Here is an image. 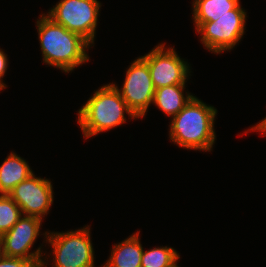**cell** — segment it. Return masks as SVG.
Returning <instances> with one entry per match:
<instances>
[{"mask_svg":"<svg viewBox=\"0 0 266 267\" xmlns=\"http://www.w3.org/2000/svg\"><path fill=\"white\" fill-rule=\"evenodd\" d=\"M36 26L42 61L46 65L68 74L90 60L87 50L92 45L81 35L55 23L45 13L40 14Z\"/></svg>","mask_w":266,"mask_h":267,"instance_id":"obj_1","label":"cell"},{"mask_svg":"<svg viewBox=\"0 0 266 267\" xmlns=\"http://www.w3.org/2000/svg\"><path fill=\"white\" fill-rule=\"evenodd\" d=\"M217 109L193 96L169 124L170 142L187 150L211 152L216 141Z\"/></svg>","mask_w":266,"mask_h":267,"instance_id":"obj_2","label":"cell"},{"mask_svg":"<svg viewBox=\"0 0 266 267\" xmlns=\"http://www.w3.org/2000/svg\"><path fill=\"white\" fill-rule=\"evenodd\" d=\"M128 119H139L112 84L100 86L78 109L77 123L85 139L121 126Z\"/></svg>","mask_w":266,"mask_h":267,"instance_id":"obj_3","label":"cell"},{"mask_svg":"<svg viewBox=\"0 0 266 267\" xmlns=\"http://www.w3.org/2000/svg\"><path fill=\"white\" fill-rule=\"evenodd\" d=\"M90 231L89 225L66 232L48 231L43 243L50 245L51 267H95Z\"/></svg>","mask_w":266,"mask_h":267,"instance_id":"obj_4","label":"cell"},{"mask_svg":"<svg viewBox=\"0 0 266 267\" xmlns=\"http://www.w3.org/2000/svg\"><path fill=\"white\" fill-rule=\"evenodd\" d=\"M101 6L98 0H59L46 15L94 46Z\"/></svg>","mask_w":266,"mask_h":267,"instance_id":"obj_5","label":"cell"},{"mask_svg":"<svg viewBox=\"0 0 266 267\" xmlns=\"http://www.w3.org/2000/svg\"><path fill=\"white\" fill-rule=\"evenodd\" d=\"M246 10L239 4L232 14L219 17L218 20L203 23L196 32L204 48L211 53L220 54L231 51L243 38L246 29Z\"/></svg>","mask_w":266,"mask_h":267,"instance_id":"obj_6","label":"cell"},{"mask_svg":"<svg viewBox=\"0 0 266 267\" xmlns=\"http://www.w3.org/2000/svg\"><path fill=\"white\" fill-rule=\"evenodd\" d=\"M42 221L34 216L22 215L14 226L2 235L4 256L43 261L41 267H47L49 254L42 251L43 244L30 252L38 236L43 235L45 239L47 237L48 231L40 234Z\"/></svg>","mask_w":266,"mask_h":267,"instance_id":"obj_7","label":"cell"},{"mask_svg":"<svg viewBox=\"0 0 266 267\" xmlns=\"http://www.w3.org/2000/svg\"><path fill=\"white\" fill-rule=\"evenodd\" d=\"M150 70L155 89L169 85L186 84L191 76V65L181 58L175 48L158 43L150 52L140 56Z\"/></svg>","mask_w":266,"mask_h":267,"instance_id":"obj_8","label":"cell"},{"mask_svg":"<svg viewBox=\"0 0 266 267\" xmlns=\"http://www.w3.org/2000/svg\"><path fill=\"white\" fill-rule=\"evenodd\" d=\"M121 97L138 118H143L153 103L155 88L148 64L139 56L128 66L121 89Z\"/></svg>","mask_w":266,"mask_h":267,"instance_id":"obj_9","label":"cell"},{"mask_svg":"<svg viewBox=\"0 0 266 267\" xmlns=\"http://www.w3.org/2000/svg\"><path fill=\"white\" fill-rule=\"evenodd\" d=\"M53 185L50 179L36 177L33 173L13 188L9 195L20 207L22 215L43 220L54 202Z\"/></svg>","mask_w":266,"mask_h":267,"instance_id":"obj_10","label":"cell"},{"mask_svg":"<svg viewBox=\"0 0 266 267\" xmlns=\"http://www.w3.org/2000/svg\"><path fill=\"white\" fill-rule=\"evenodd\" d=\"M33 173L28 161L11 151L0 165V196H9L16 185Z\"/></svg>","mask_w":266,"mask_h":267,"instance_id":"obj_11","label":"cell"},{"mask_svg":"<svg viewBox=\"0 0 266 267\" xmlns=\"http://www.w3.org/2000/svg\"><path fill=\"white\" fill-rule=\"evenodd\" d=\"M140 231L112 246L109 259L101 267H141L143 247Z\"/></svg>","mask_w":266,"mask_h":267,"instance_id":"obj_12","label":"cell"},{"mask_svg":"<svg viewBox=\"0 0 266 267\" xmlns=\"http://www.w3.org/2000/svg\"><path fill=\"white\" fill-rule=\"evenodd\" d=\"M186 84L169 85L155 89L153 103L165 115L173 118L194 96L186 92ZM185 90V91H184ZM184 92H186L184 94Z\"/></svg>","mask_w":266,"mask_h":267,"instance_id":"obj_13","label":"cell"},{"mask_svg":"<svg viewBox=\"0 0 266 267\" xmlns=\"http://www.w3.org/2000/svg\"><path fill=\"white\" fill-rule=\"evenodd\" d=\"M239 4L240 0H193L192 20L195 30L205 22L216 21L223 15L232 14V9Z\"/></svg>","mask_w":266,"mask_h":267,"instance_id":"obj_14","label":"cell"},{"mask_svg":"<svg viewBox=\"0 0 266 267\" xmlns=\"http://www.w3.org/2000/svg\"><path fill=\"white\" fill-rule=\"evenodd\" d=\"M179 258L180 254L173 247H155L143 250L141 267H172Z\"/></svg>","mask_w":266,"mask_h":267,"instance_id":"obj_15","label":"cell"},{"mask_svg":"<svg viewBox=\"0 0 266 267\" xmlns=\"http://www.w3.org/2000/svg\"><path fill=\"white\" fill-rule=\"evenodd\" d=\"M22 216L20 207L10 196H0V235L7 233Z\"/></svg>","mask_w":266,"mask_h":267,"instance_id":"obj_16","label":"cell"},{"mask_svg":"<svg viewBox=\"0 0 266 267\" xmlns=\"http://www.w3.org/2000/svg\"><path fill=\"white\" fill-rule=\"evenodd\" d=\"M42 263L43 261H31L7 256L0 258V267H41Z\"/></svg>","mask_w":266,"mask_h":267,"instance_id":"obj_17","label":"cell"},{"mask_svg":"<svg viewBox=\"0 0 266 267\" xmlns=\"http://www.w3.org/2000/svg\"><path fill=\"white\" fill-rule=\"evenodd\" d=\"M8 64L9 61L7 58V54L3 51V49H0V91L7 88V85L3 81V77L6 74Z\"/></svg>","mask_w":266,"mask_h":267,"instance_id":"obj_18","label":"cell"},{"mask_svg":"<svg viewBox=\"0 0 266 267\" xmlns=\"http://www.w3.org/2000/svg\"><path fill=\"white\" fill-rule=\"evenodd\" d=\"M251 131H257L261 133V135L265 136L266 135V117L258 122L256 125L252 126L250 129L246 130L244 133L248 134L247 132Z\"/></svg>","mask_w":266,"mask_h":267,"instance_id":"obj_19","label":"cell"},{"mask_svg":"<svg viewBox=\"0 0 266 267\" xmlns=\"http://www.w3.org/2000/svg\"><path fill=\"white\" fill-rule=\"evenodd\" d=\"M4 256L2 236L0 235V258Z\"/></svg>","mask_w":266,"mask_h":267,"instance_id":"obj_20","label":"cell"},{"mask_svg":"<svg viewBox=\"0 0 266 267\" xmlns=\"http://www.w3.org/2000/svg\"><path fill=\"white\" fill-rule=\"evenodd\" d=\"M172 267H180L178 266L177 262Z\"/></svg>","mask_w":266,"mask_h":267,"instance_id":"obj_21","label":"cell"}]
</instances>
